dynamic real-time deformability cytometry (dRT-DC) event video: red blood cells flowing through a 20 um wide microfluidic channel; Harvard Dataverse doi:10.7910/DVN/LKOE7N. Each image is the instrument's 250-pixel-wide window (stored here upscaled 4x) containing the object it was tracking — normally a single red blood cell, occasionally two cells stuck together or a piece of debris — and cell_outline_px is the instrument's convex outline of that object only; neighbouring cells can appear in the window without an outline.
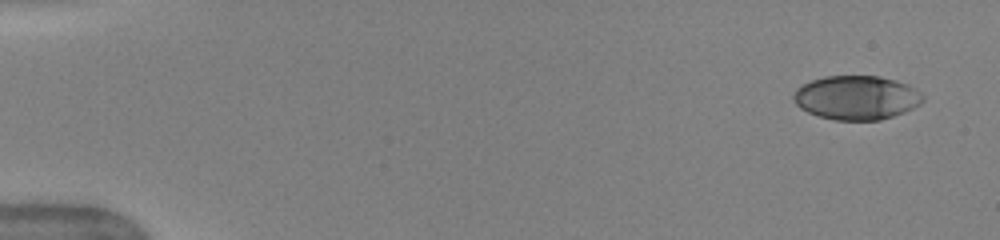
{"species": "human", "species_latin": "Homo sapiens", "temperature_condition": "warm", "stored_images_in_passage": 49, "camera_frame_rate_fps": 3000, "um_per_image_px": 0.085, "donor": {"sex": "female"}, "frame": {"image": 1, "passage_image": 1, "time_ms": 0.0, "image_size_px": [1000, 240], "cell_outline_px": [[924, 100], [920, 104], [904, 112], [880, 120], [836, 120], [820, 116], [808, 112], [800, 108], [796, 104], [792, 96], [796, 88], [812, 80], [824, 76], [880, 76], [896, 80], [908, 84], [916, 88], [924, 96]], "centroid_in_image_um": [72.82, 8.29], "position_along_channel_um": 12.2, "area_um2": 33.23}}
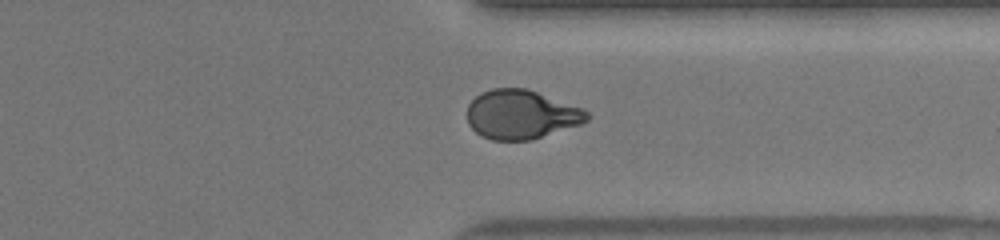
{"frame": {"image": 2, "passage_image": 38, "time_ms": 12.333, "image_size_px": [1000, 240], "cell_outline_px": [[588, 120], [580, 124], [532, 140], [492, 140], [480, 136], [468, 124], [468, 104], [480, 92], [492, 88], [524, 88], [536, 92], [580, 108], [588, 112]], "centroid_in_image_um": [44.25, 9.74], "position_along_channel_um": 367.2, "area_um2": 33.93}}
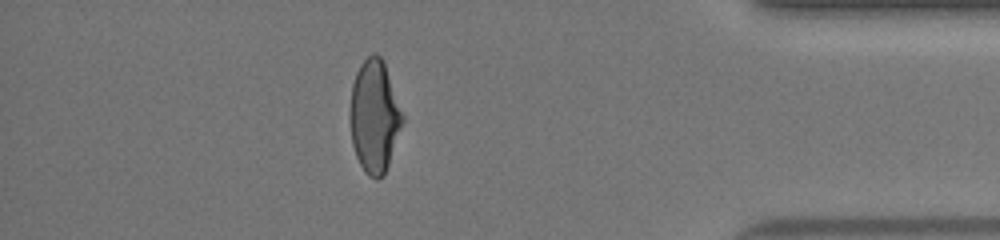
{"frame": {"image": 3, "passage_image": 43, "time_ms": 14.0, "image_size_px": [1000, 240], "cell_outline_px": [[404, 120], [384, 176], [376, 180], [368, 176], [364, 172], [356, 156], [352, 144], [348, 116], [348, 112], [352, 84], [356, 72], [360, 64], [372, 52], [376, 52], [384, 60], [404, 116]], "centroid_in_image_um": [31.8, 9.88], "position_along_channel_um": 403.4, "area_um2": 35.03}, "authors_computed_cell_mechanics": {"area_um2": 34.4488, "velocity_mm_per_s": 4.0585, "shape_relaxation_time_tau1_ms": 7.7447, "shape_relaxation_time_tau2_ms": 1.3362, "deformation_change_tau1": 0.2518, "deformation_change_tau2": 0.0635}}